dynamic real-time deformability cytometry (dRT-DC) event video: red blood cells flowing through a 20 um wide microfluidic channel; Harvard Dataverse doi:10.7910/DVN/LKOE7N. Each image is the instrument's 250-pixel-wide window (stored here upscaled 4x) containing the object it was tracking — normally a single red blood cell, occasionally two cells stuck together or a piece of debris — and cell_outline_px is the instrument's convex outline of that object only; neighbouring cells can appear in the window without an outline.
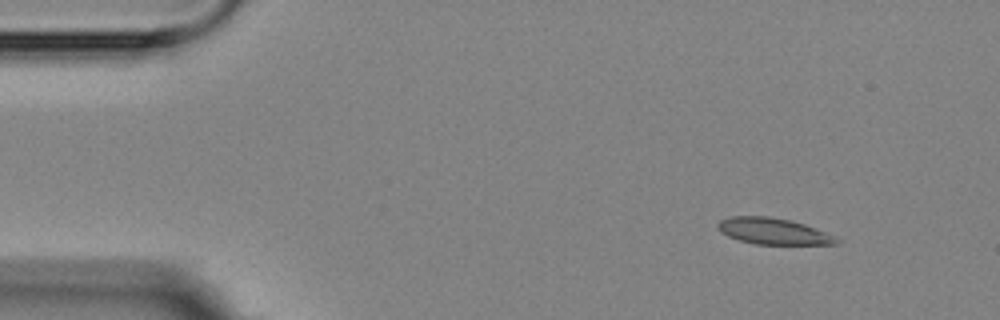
{"species": "Egyptian fruit bat (a non-hibernating species)", "species_latin": "Rousettus aegyptiacus", "temperature_condition": "room temperature", "stored_images_in_passage": 4, "camera_frame_rate_fps": 3000, "um_per_image_px": 0.085, "animal": {"sex": "female"}, "frame": {"image": 1, "passage_image": 1, "time_ms": 0.0, "image_size_px": [1000, 320], "cell_outline_px": [[840, 244], [756, 244], [740, 240], [728, 236], [720, 232], [716, 224], [720, 220], [732, 216], [768, 216], [788, 220], [804, 224], [824, 232], [840, 240]], "centroid_in_image_um": [65.68, 19.65], "position_along_channel_um": 19.3, "area_um2": 17.92}}
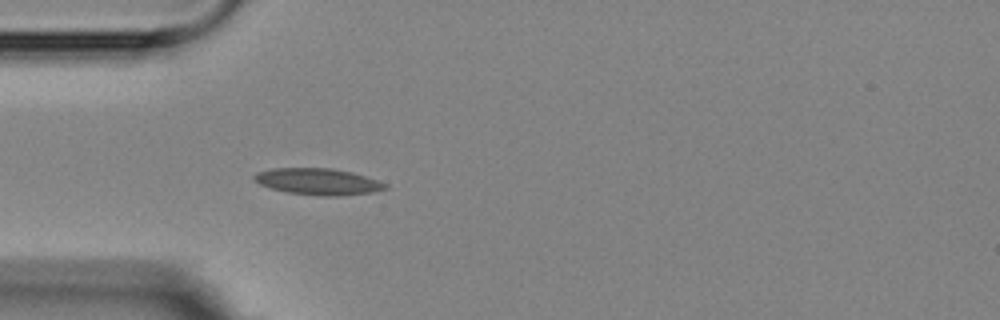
{"frame": {"image": 2, "passage_image": 4, "time_ms": 3.333, "image_size_px": [1000, 320], "cell_outline_px": [[388, 188], [372, 192], [340, 196], [320, 196], [288, 192], [272, 188], [260, 184], [252, 180], [252, 176], [256, 172], [272, 168], [332, 168], [352, 172], [388, 184]], "centroid_in_image_um": [27.01, 15.43], "position_along_channel_um": 58.0, "area_um2": 20.23}}